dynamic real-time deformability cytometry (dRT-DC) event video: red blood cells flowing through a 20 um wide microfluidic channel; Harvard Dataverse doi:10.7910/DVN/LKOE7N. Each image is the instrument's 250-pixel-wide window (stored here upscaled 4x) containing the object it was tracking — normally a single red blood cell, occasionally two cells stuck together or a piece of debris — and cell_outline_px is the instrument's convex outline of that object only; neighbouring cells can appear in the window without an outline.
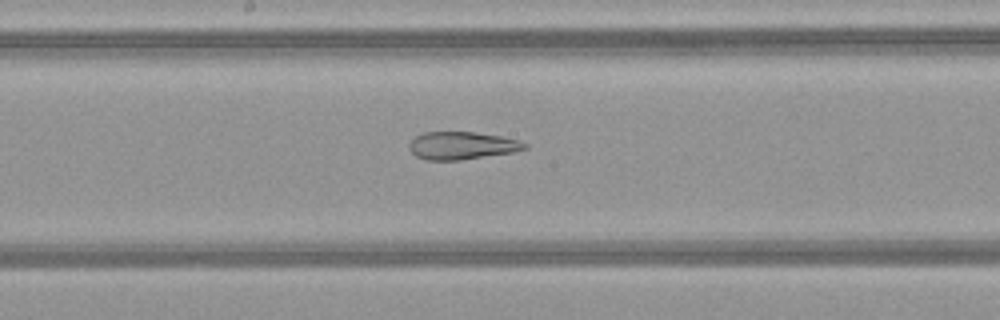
{"species": "common noctule bat (a hibernating species)", "species_latin": "Nyctalus noctula", "temperature_condition": "warm", "stored_images_in_passage": 47, "camera_frame_rate_fps": 3000, "um_per_image_px": 0.085, "animal": {"sex": "female", "body_mass_g": 21.9}, "frame": {"image": 1, "passage_image": 24, "time_ms": 7.667, "image_size_px": [1000, 320], "cell_outline_px": [[528, 148], [512, 152], [460, 160], [424, 160], [416, 156], [408, 148], [408, 144], [416, 136], [424, 132], [476, 132], [500, 136], [520, 140], [528, 144]], "centroid_in_image_um": [39.26, 12.37], "position_along_channel_um": 208.9, "area_um2": 18.67}}
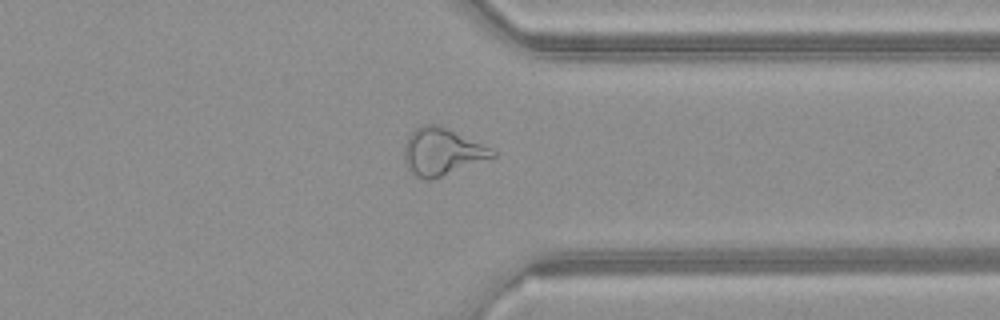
{"frame": {"image": 2, "passage_image": 36, "time_ms": 11.667, "image_size_px": [1000, 320], "cell_outline_px": [[496, 156], [432, 180], [428, 180], [416, 176], [408, 168], [404, 156], [404, 144], [408, 136], [420, 124], [436, 124], [448, 128], [496, 152]], "centroid_in_image_um": [37.52, 12.89], "position_along_channel_um": 373.9, "area_um2": 23.81}}
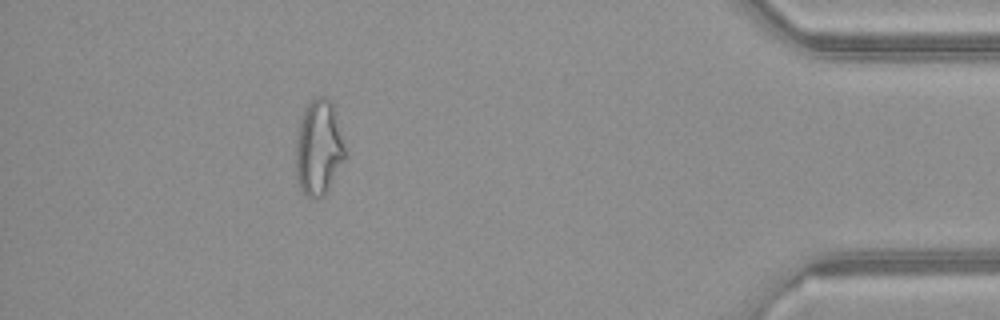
{"frame": {"image": 3, "passage_image": 42, "time_ms": 13.667, "image_size_px": [1000, 320], "cell_outline_px": [[348, 156], [324, 196], [316, 200], [312, 200], [300, 188], [296, 180], [296, 136], [304, 108], [316, 96], [324, 96], [332, 100]], "centroid_in_image_um": [27.11, 12.58], "position_along_channel_um": 408.1, "area_um2": 27.98}, "authors_computed_cell_mechanics": {"area_um2": 25.8366, "velocity_mm_per_s": 4.1701, "shape_relaxation_time_tau1_ms": null, "shape_relaxation_time_tau2_ms": 3.0126, "deformation_change_tau1": null, "deformation_change_tau2": 0.1122}}